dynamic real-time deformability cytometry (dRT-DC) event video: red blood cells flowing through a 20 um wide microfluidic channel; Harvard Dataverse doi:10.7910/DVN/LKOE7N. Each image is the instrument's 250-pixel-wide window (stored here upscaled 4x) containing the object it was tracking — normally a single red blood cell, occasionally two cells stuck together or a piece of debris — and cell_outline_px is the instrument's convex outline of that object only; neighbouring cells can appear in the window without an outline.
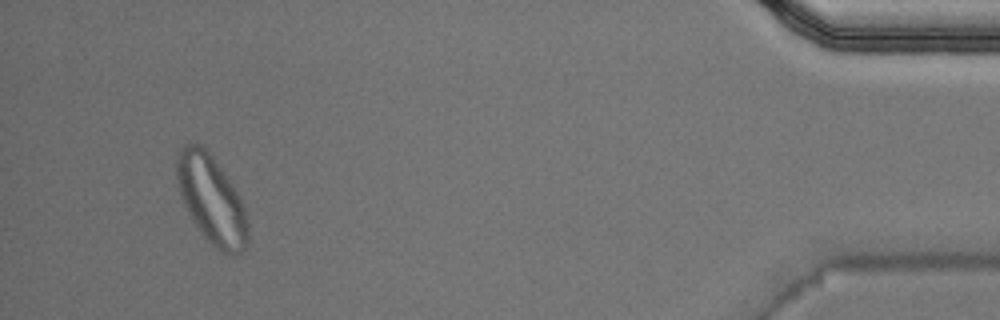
{"species": "Egyptian fruit bat (a non-hibernating species)", "species_latin": "Rousettus aegyptiacus", "temperature_condition": "warm", "stored_images_in_passage": 50, "segment_of_instrument_passage": [2, 2], "camera_frame_rate_fps": 3000, "um_per_image_px": 0.085, "animal": {"sex": "male"}, "frame": {"image": 1, "passage_image": 47, "time_ms": 15.333, "image_size_px": [1000, 320], "cell_outline_px": [[248, 244], [240, 252], [232, 256], [228, 256], [220, 252], [204, 236], [192, 220], [184, 204], [176, 180], [176, 156], [184, 144], [196, 144], [204, 148], [208, 152], [232, 184], [240, 196], [244, 208], [248, 224]], "centroid_in_image_um": [17.98, 17.01], "position_along_channel_um": 417.2, "area_um2": 36.3}}